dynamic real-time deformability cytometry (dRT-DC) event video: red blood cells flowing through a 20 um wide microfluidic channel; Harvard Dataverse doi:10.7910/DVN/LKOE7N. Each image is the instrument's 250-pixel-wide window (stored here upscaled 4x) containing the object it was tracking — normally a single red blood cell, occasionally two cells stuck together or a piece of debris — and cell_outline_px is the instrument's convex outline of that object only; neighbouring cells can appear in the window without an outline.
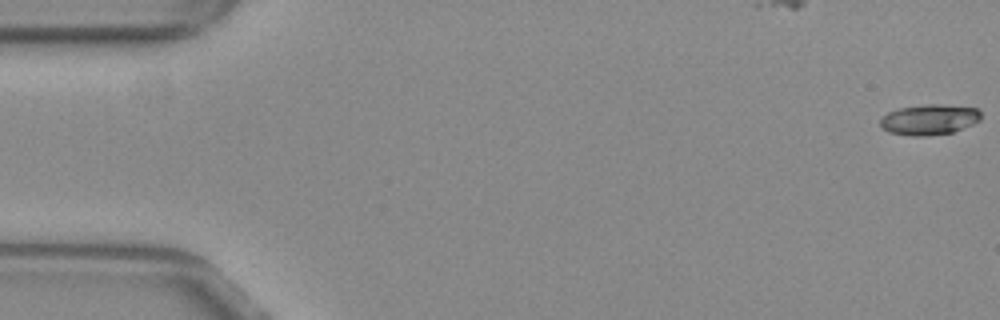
{"species": "common noctule bat (a hibernating species)", "species_latin": "Nyctalus noctula", "temperature_condition": "warm", "stored_images_in_passage": 13, "camera_frame_rate_fps": 3000, "um_per_image_px": 0.085, "animal": {"sex": "female", "body_mass_g": 29.2, "forearm_length_mm": 56.3}, "frame": {"image": 1, "passage_image": 1, "time_ms": 0.0, "image_size_px": [1000, 320], "cell_outline_px": [[980, 120], [972, 124], [952, 132], [924, 136], [912, 136], [888, 132], [880, 124], [880, 120], [888, 112], [900, 108], [928, 104], [940, 104], [976, 108], [980, 112]], "centroid_in_image_um": [78.98, 10.16], "position_along_channel_um": 6.0, "area_um2": 17.63}}